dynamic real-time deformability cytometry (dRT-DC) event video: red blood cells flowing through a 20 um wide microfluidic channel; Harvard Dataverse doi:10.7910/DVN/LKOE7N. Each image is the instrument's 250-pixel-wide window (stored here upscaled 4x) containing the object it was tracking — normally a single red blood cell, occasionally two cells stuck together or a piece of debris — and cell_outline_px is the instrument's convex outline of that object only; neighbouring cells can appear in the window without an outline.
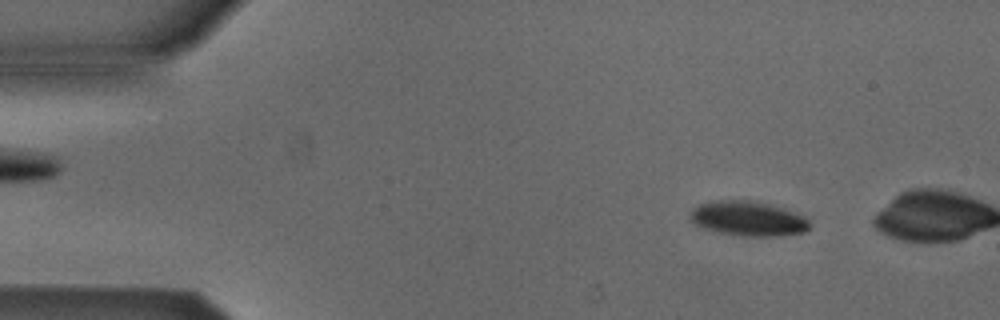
{"species": "Egyptian fruit bat (a non-hibernating species)", "species_latin": "Rousettus aegyptiacus", "temperature_condition": "cold", "stored_images_in_passage": 6, "camera_frame_rate_fps": 3000, "um_per_image_px": 0.085, "animal": {"sex": "male"}, "frame": {"image": 1, "passage_image": 2, "time_ms": 0.333, "image_size_px": [1000, 320], "cell_outline_px": [[812, 224], [804, 232], [780, 236], [744, 236], [720, 232], [704, 228], [692, 224], [688, 220], [688, 216], [692, 208], [700, 204], [712, 200], [756, 200], [804, 216]], "centroid_in_image_um": [63.53, 18.57], "position_along_channel_um": 21.5, "area_um2": 24.33}}